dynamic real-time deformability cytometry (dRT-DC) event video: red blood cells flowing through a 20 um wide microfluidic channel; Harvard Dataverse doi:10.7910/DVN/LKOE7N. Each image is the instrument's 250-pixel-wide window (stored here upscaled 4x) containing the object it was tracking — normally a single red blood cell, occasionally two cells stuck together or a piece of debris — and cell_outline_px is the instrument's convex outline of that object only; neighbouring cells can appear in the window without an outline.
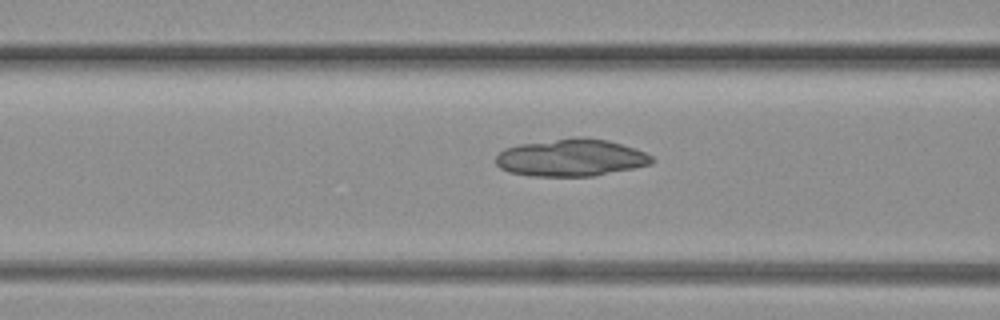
{"species": "common noctule bat (a hibernating species)", "species_latin": "Nyctalus noctula", "temperature_condition": "warm", "stored_images_in_passage": 53, "camera_frame_rate_fps": 3000, "um_per_image_px": 0.085, "animal": {"sex": "female", "body_mass_g": 19.3, "forearm_length_mm": 54.1}, "frame": {"image": 1, "passage_image": 19, "time_ms": 6.0, "image_size_px": [1000, 320], "cell_outline_px": [[652, 164], [592, 176], [532, 176], [508, 172], [500, 168], [496, 164], [496, 156], [504, 148], [520, 144], [580, 136], [608, 140], [644, 152], [652, 156]], "centroid_in_image_um": [48.5, 13.4], "position_along_channel_um": 118.1, "area_um2": 33.64}}
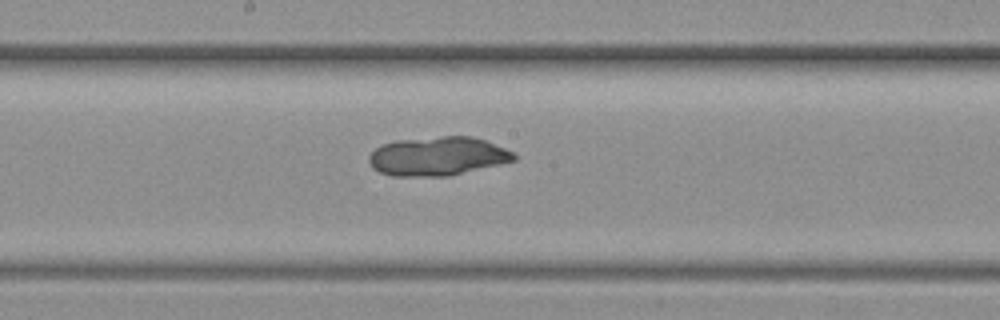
{"frame": {"image": 2, "passage_image": 30, "time_ms": 9.667, "image_size_px": [1000, 320], "cell_outline_px": [[516, 160], [500, 164], [448, 176], [392, 176], [380, 172], [372, 168], [368, 160], [368, 156], [376, 148], [384, 144], [396, 140], [440, 136], [472, 136], [484, 140], [504, 148], [512, 152], [516, 156]], "centroid_in_image_um": [37.17, 13.28], "position_along_channel_um": 211.0, "area_um2": 32.71}}
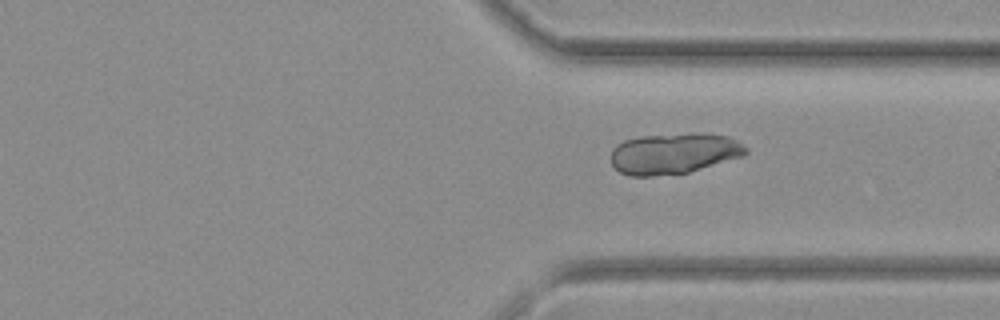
{"frame": {"image": 3, "passage_image": 47, "time_ms": 15.333, "image_size_px": [1000, 320], "cell_outline_px": [[748, 152], [744, 156], [688, 172], [652, 176], [628, 176], [620, 172], [612, 164], [612, 148], [616, 144], [624, 140], [640, 136], [692, 132], [704, 132], [728, 136], [736, 140], [748, 148]], "centroid_in_image_um": [57.29, 13.02], "position_along_channel_um": 354.1, "area_um2": 32.48}}